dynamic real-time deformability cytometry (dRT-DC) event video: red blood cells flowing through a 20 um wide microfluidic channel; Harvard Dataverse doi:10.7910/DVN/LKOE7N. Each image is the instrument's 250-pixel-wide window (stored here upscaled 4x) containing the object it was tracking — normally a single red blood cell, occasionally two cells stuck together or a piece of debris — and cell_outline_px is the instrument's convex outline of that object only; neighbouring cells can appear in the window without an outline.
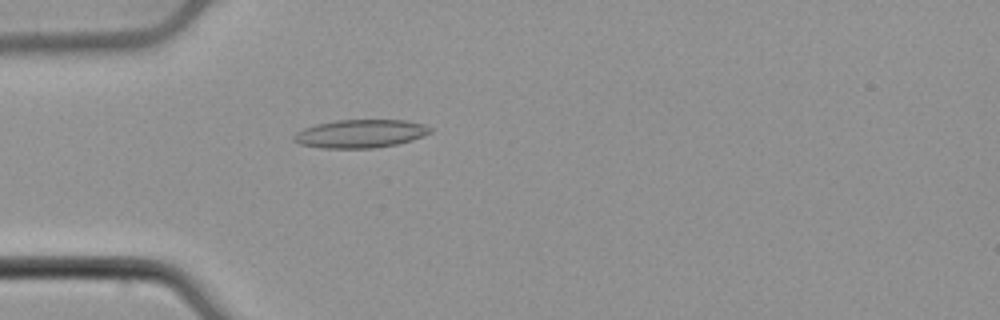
{"species": "common noctule bat (a hibernating species)", "species_latin": "Nyctalus noctula", "temperature_condition": "cold", "stored_images_in_passage": 54, "camera_frame_rate_fps": 3000, "um_per_image_px": 0.085, "animal": {"sex": "male", "body_mass_g": 21.5, "forearm_length_mm": 52.0}, "frame": {"image": 1, "passage_image": 16, "time_ms": 5.0, "image_size_px": [1000, 320], "cell_outline_px": [[432, 132], [412, 140], [396, 144], [376, 148], [320, 148], [300, 144], [292, 140], [292, 136], [296, 132], [304, 128], [316, 124], [336, 120], [408, 120], [424, 124], [432, 128]], "centroid_in_image_um": [30.63, 11.36], "position_along_channel_um": 54.4, "area_um2": 22.6}}
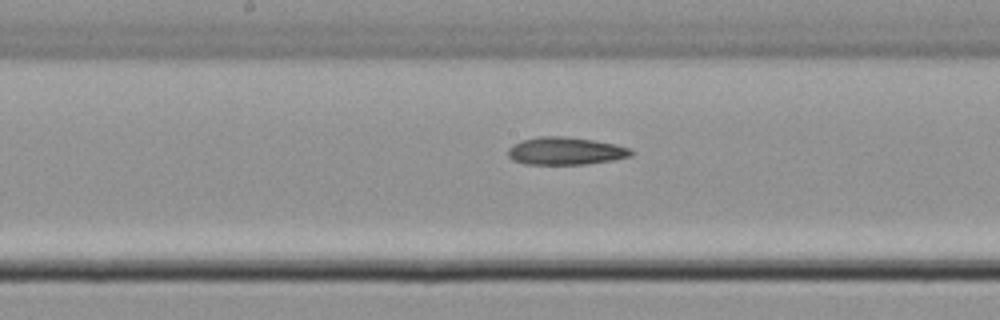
{"frame": {"image": 2, "passage_image": 28, "time_ms": 9.0, "image_size_px": [1000, 320], "cell_outline_px": [[632, 156], [612, 160], [584, 164], [524, 164], [512, 160], [508, 156], [508, 148], [512, 144], [520, 140], [540, 136], [564, 136], [592, 140], [616, 144], [632, 148]], "centroid_in_image_um": [48.04, 12.83], "position_along_channel_um": 200.2, "area_um2": 19.94}}
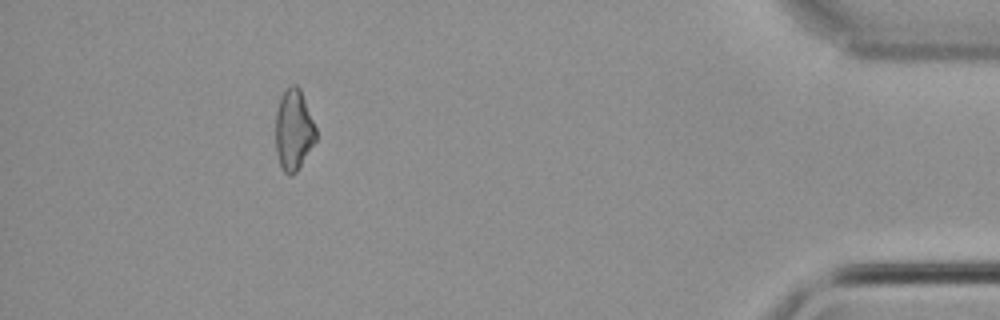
{"frame": {"image": 3, "passage_image": 49, "time_ms": 16.0, "image_size_px": [1000, 320], "cell_outline_px": [[316, 140], [296, 172], [288, 176], [284, 172], [280, 164], [276, 152], [276, 112], [280, 96], [292, 84], [296, 84], [300, 88], [316, 128]], "centroid_in_image_um": [24.95, 11.04], "position_along_channel_um": 410.2, "area_um2": 18.84}}